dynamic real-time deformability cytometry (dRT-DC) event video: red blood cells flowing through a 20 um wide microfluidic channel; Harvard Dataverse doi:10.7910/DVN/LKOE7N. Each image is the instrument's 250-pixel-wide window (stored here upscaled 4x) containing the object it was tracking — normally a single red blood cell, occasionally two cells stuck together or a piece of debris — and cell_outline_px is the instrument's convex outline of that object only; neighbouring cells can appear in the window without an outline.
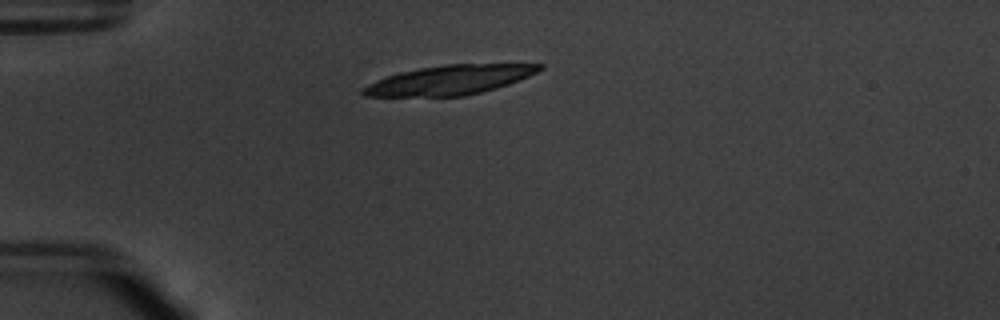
{"species": "common noctule bat (a hibernating species)", "species_latin": "Nyctalus noctula", "temperature_condition": "warm", "stored_images_in_passage": 47, "camera_frame_rate_fps": 3000, "um_per_image_px": 0.085, "animal": {"sex": "male", "body_mass_g": 20.1, "forearm_length_mm": 53.5}, "frame": {"image": 1, "passage_image": 8, "time_ms": 2.333, "image_size_px": [1000, 320], "cell_outline_px": [[544, 68], [528, 76], [508, 84], [496, 88], [464, 96], [364, 96], [360, 92], [360, 88], [376, 80], [400, 72], [420, 68], [448, 64], [544, 64]], "centroid_in_image_um": [38.19, 6.8], "position_along_channel_um": 46.8, "area_um2": 29.94}}